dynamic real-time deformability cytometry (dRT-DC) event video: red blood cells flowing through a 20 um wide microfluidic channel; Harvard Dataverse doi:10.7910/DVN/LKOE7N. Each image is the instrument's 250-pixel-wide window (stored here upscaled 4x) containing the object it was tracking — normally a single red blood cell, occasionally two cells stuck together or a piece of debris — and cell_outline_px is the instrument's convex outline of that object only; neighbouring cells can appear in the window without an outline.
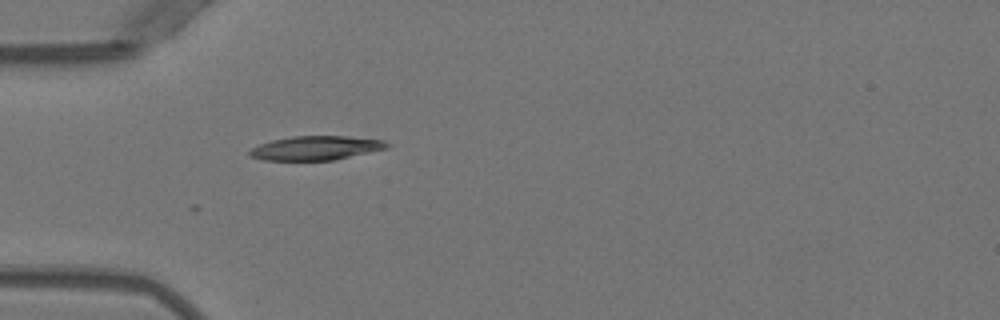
{"species": "Egyptian fruit bat (a non-hibernating species)", "species_latin": "Rousettus aegyptiacus", "temperature_condition": "warm", "stored_images_in_passage": 4, "camera_frame_rate_fps": 3000, "um_per_image_px": 0.085, "animal": {"sex": "female"}, "frame": {"image": 1, "passage_image": 1, "time_ms": 0.0, "image_size_px": [1000, 320], "cell_outline_px": [[392, 144], [388, 148], [332, 160], [264, 160], [248, 156], [248, 152], [252, 148], [260, 144], [272, 140], [292, 136], [348, 136], [384, 140]], "centroid_in_image_um": [26.86, 12.57], "position_along_channel_um": 58.1, "area_um2": 19.25}}
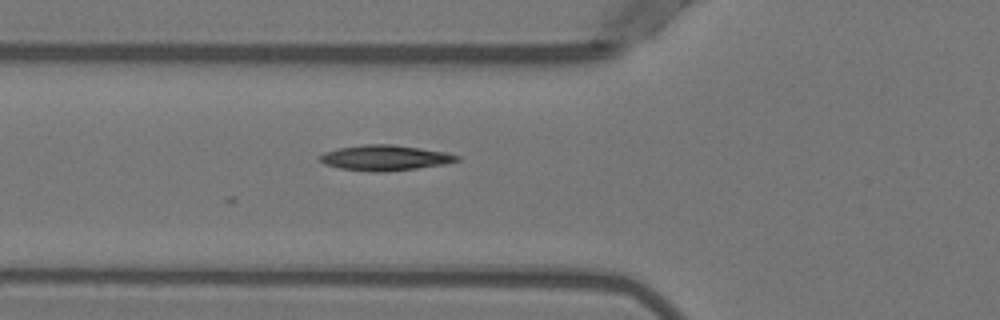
{"frame": {"image": 2, "passage_image": 4, "time_ms": 1.0, "image_size_px": [1000, 320], "cell_outline_px": [[460, 160], [448, 164], [416, 168], [380, 172], [372, 172], [340, 168], [324, 164], [320, 160], [320, 156], [324, 152], [336, 148], [364, 144], [392, 144], [420, 148], [444, 152], [460, 156]], "centroid_in_image_um": [32.72, 13.41], "position_along_channel_um": 93.1, "area_um2": 20.29}}